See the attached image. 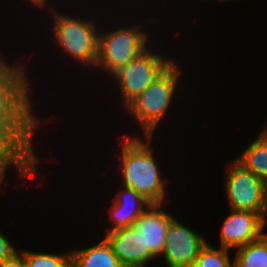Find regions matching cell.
Wrapping results in <instances>:
<instances>
[{"label":"cell","mask_w":267,"mask_h":267,"mask_svg":"<svg viewBox=\"0 0 267 267\" xmlns=\"http://www.w3.org/2000/svg\"><path fill=\"white\" fill-rule=\"evenodd\" d=\"M263 132L267 135V125L265 126V128L262 129Z\"/></svg>","instance_id":"cell-23"},{"label":"cell","mask_w":267,"mask_h":267,"mask_svg":"<svg viewBox=\"0 0 267 267\" xmlns=\"http://www.w3.org/2000/svg\"><path fill=\"white\" fill-rule=\"evenodd\" d=\"M236 161L267 183V135L261 131Z\"/></svg>","instance_id":"cell-15"},{"label":"cell","mask_w":267,"mask_h":267,"mask_svg":"<svg viewBox=\"0 0 267 267\" xmlns=\"http://www.w3.org/2000/svg\"><path fill=\"white\" fill-rule=\"evenodd\" d=\"M16 252L17 251L14 245L11 244L9 240L0 232V265L6 259L11 258Z\"/></svg>","instance_id":"cell-19"},{"label":"cell","mask_w":267,"mask_h":267,"mask_svg":"<svg viewBox=\"0 0 267 267\" xmlns=\"http://www.w3.org/2000/svg\"><path fill=\"white\" fill-rule=\"evenodd\" d=\"M122 187L121 191L119 189L117 192V197L114 196L112 199L114 203L110 206L109 220L113 225L107 230V233L133 226L143 212L152 205L134 189Z\"/></svg>","instance_id":"cell-13"},{"label":"cell","mask_w":267,"mask_h":267,"mask_svg":"<svg viewBox=\"0 0 267 267\" xmlns=\"http://www.w3.org/2000/svg\"><path fill=\"white\" fill-rule=\"evenodd\" d=\"M173 218L162 208V204H152L133 224L142 234L145 247L157 257L163 252L169 223Z\"/></svg>","instance_id":"cell-12"},{"label":"cell","mask_w":267,"mask_h":267,"mask_svg":"<svg viewBox=\"0 0 267 267\" xmlns=\"http://www.w3.org/2000/svg\"><path fill=\"white\" fill-rule=\"evenodd\" d=\"M225 191L230 209L267 215V183L236 160L226 173Z\"/></svg>","instance_id":"cell-7"},{"label":"cell","mask_w":267,"mask_h":267,"mask_svg":"<svg viewBox=\"0 0 267 267\" xmlns=\"http://www.w3.org/2000/svg\"><path fill=\"white\" fill-rule=\"evenodd\" d=\"M53 14L52 33L60 48L80 63L96 66L99 32L94 20L80 19L50 8ZM53 9V10H52Z\"/></svg>","instance_id":"cell-4"},{"label":"cell","mask_w":267,"mask_h":267,"mask_svg":"<svg viewBox=\"0 0 267 267\" xmlns=\"http://www.w3.org/2000/svg\"><path fill=\"white\" fill-rule=\"evenodd\" d=\"M39 122L38 119H0V184L11 165L18 169L20 178L38 174V157L31 138Z\"/></svg>","instance_id":"cell-2"},{"label":"cell","mask_w":267,"mask_h":267,"mask_svg":"<svg viewBox=\"0 0 267 267\" xmlns=\"http://www.w3.org/2000/svg\"><path fill=\"white\" fill-rule=\"evenodd\" d=\"M182 71L176 61L159 75L141 94L125 108L137 119L145 136H153L160 120L172 105Z\"/></svg>","instance_id":"cell-3"},{"label":"cell","mask_w":267,"mask_h":267,"mask_svg":"<svg viewBox=\"0 0 267 267\" xmlns=\"http://www.w3.org/2000/svg\"><path fill=\"white\" fill-rule=\"evenodd\" d=\"M31 1L34 5H36L37 7H43L46 5L47 0H29Z\"/></svg>","instance_id":"cell-22"},{"label":"cell","mask_w":267,"mask_h":267,"mask_svg":"<svg viewBox=\"0 0 267 267\" xmlns=\"http://www.w3.org/2000/svg\"><path fill=\"white\" fill-rule=\"evenodd\" d=\"M0 267H27L23 254L16 252L11 258L6 259Z\"/></svg>","instance_id":"cell-20"},{"label":"cell","mask_w":267,"mask_h":267,"mask_svg":"<svg viewBox=\"0 0 267 267\" xmlns=\"http://www.w3.org/2000/svg\"><path fill=\"white\" fill-rule=\"evenodd\" d=\"M16 64L0 77V119H36L31 110V84L26 68L23 64Z\"/></svg>","instance_id":"cell-8"},{"label":"cell","mask_w":267,"mask_h":267,"mask_svg":"<svg viewBox=\"0 0 267 267\" xmlns=\"http://www.w3.org/2000/svg\"><path fill=\"white\" fill-rule=\"evenodd\" d=\"M266 220L257 212L230 209L220 231V247L239 248L258 240L265 234Z\"/></svg>","instance_id":"cell-10"},{"label":"cell","mask_w":267,"mask_h":267,"mask_svg":"<svg viewBox=\"0 0 267 267\" xmlns=\"http://www.w3.org/2000/svg\"><path fill=\"white\" fill-rule=\"evenodd\" d=\"M72 267H123L106 238L99 244L71 251Z\"/></svg>","instance_id":"cell-14"},{"label":"cell","mask_w":267,"mask_h":267,"mask_svg":"<svg viewBox=\"0 0 267 267\" xmlns=\"http://www.w3.org/2000/svg\"><path fill=\"white\" fill-rule=\"evenodd\" d=\"M206 244L202 236L174 217L169 223L162 256L168 267H192Z\"/></svg>","instance_id":"cell-9"},{"label":"cell","mask_w":267,"mask_h":267,"mask_svg":"<svg viewBox=\"0 0 267 267\" xmlns=\"http://www.w3.org/2000/svg\"><path fill=\"white\" fill-rule=\"evenodd\" d=\"M217 1H222V2H223V1H227V2L230 1V2H231V0H217Z\"/></svg>","instance_id":"cell-24"},{"label":"cell","mask_w":267,"mask_h":267,"mask_svg":"<svg viewBox=\"0 0 267 267\" xmlns=\"http://www.w3.org/2000/svg\"><path fill=\"white\" fill-rule=\"evenodd\" d=\"M24 255L27 267H72L71 251L67 254L37 253L25 250Z\"/></svg>","instance_id":"cell-18"},{"label":"cell","mask_w":267,"mask_h":267,"mask_svg":"<svg viewBox=\"0 0 267 267\" xmlns=\"http://www.w3.org/2000/svg\"><path fill=\"white\" fill-rule=\"evenodd\" d=\"M150 50L147 48L111 75L114 76L116 84L120 88L124 107L174 62L173 59H165L161 54L153 53Z\"/></svg>","instance_id":"cell-6"},{"label":"cell","mask_w":267,"mask_h":267,"mask_svg":"<svg viewBox=\"0 0 267 267\" xmlns=\"http://www.w3.org/2000/svg\"><path fill=\"white\" fill-rule=\"evenodd\" d=\"M6 59L4 60V56L0 54V77H3L13 66L8 65L6 63Z\"/></svg>","instance_id":"cell-21"},{"label":"cell","mask_w":267,"mask_h":267,"mask_svg":"<svg viewBox=\"0 0 267 267\" xmlns=\"http://www.w3.org/2000/svg\"><path fill=\"white\" fill-rule=\"evenodd\" d=\"M127 138L121 143V159L123 186L134 189L151 204H163L165 196L164 179L154 157V149L150 147L153 136ZM166 188V189H165Z\"/></svg>","instance_id":"cell-1"},{"label":"cell","mask_w":267,"mask_h":267,"mask_svg":"<svg viewBox=\"0 0 267 267\" xmlns=\"http://www.w3.org/2000/svg\"><path fill=\"white\" fill-rule=\"evenodd\" d=\"M233 260L234 267H267V233L237 248Z\"/></svg>","instance_id":"cell-16"},{"label":"cell","mask_w":267,"mask_h":267,"mask_svg":"<svg viewBox=\"0 0 267 267\" xmlns=\"http://www.w3.org/2000/svg\"><path fill=\"white\" fill-rule=\"evenodd\" d=\"M228 250L223 247L214 248L210 242L200 250L192 267H234L230 260Z\"/></svg>","instance_id":"cell-17"},{"label":"cell","mask_w":267,"mask_h":267,"mask_svg":"<svg viewBox=\"0 0 267 267\" xmlns=\"http://www.w3.org/2000/svg\"><path fill=\"white\" fill-rule=\"evenodd\" d=\"M142 26L123 27L98 37V56L96 67L113 74L148 48L147 32ZM148 38V40H147Z\"/></svg>","instance_id":"cell-5"},{"label":"cell","mask_w":267,"mask_h":267,"mask_svg":"<svg viewBox=\"0 0 267 267\" xmlns=\"http://www.w3.org/2000/svg\"><path fill=\"white\" fill-rule=\"evenodd\" d=\"M105 238L123 267H146L156 256L145 247L142 234L134 227L106 233Z\"/></svg>","instance_id":"cell-11"}]
</instances>
